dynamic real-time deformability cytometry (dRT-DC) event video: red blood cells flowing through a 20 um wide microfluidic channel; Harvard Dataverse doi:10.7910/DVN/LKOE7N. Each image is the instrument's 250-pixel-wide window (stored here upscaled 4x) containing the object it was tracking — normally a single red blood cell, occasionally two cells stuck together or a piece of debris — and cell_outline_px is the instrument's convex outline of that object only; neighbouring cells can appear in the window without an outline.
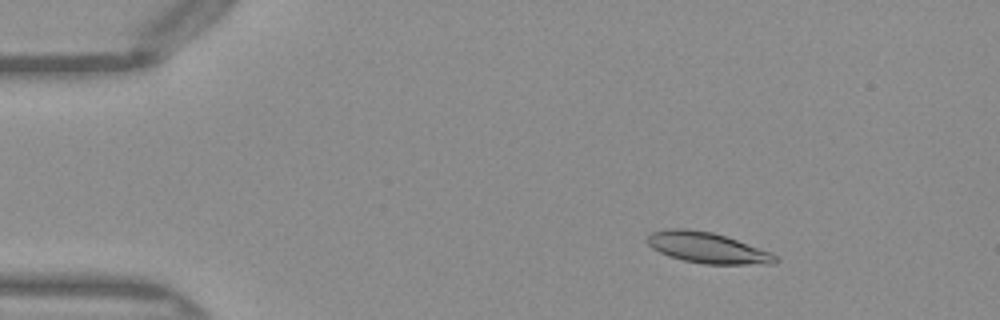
{"species": "Egyptian fruit bat (a non-hibernating species)", "species_latin": "Rousettus aegyptiacus", "temperature_condition": "warm", "stored_images_in_passage": 51, "camera_frame_rate_fps": 3000, "um_per_image_px": 0.085, "frame": {"image": 1, "passage_image": 8, "time_ms": 2.333, "image_size_px": [1000, 320], "cell_outline_px": [[780, 260], [772, 264], [704, 264], [684, 260], [668, 256], [652, 248], [648, 244], [648, 236], [652, 232], [668, 228], [688, 228], [712, 232], [772, 252]], "centroid_in_image_um": [60.13, 21.06], "position_along_channel_um": 24.9, "area_um2": 22.89}}
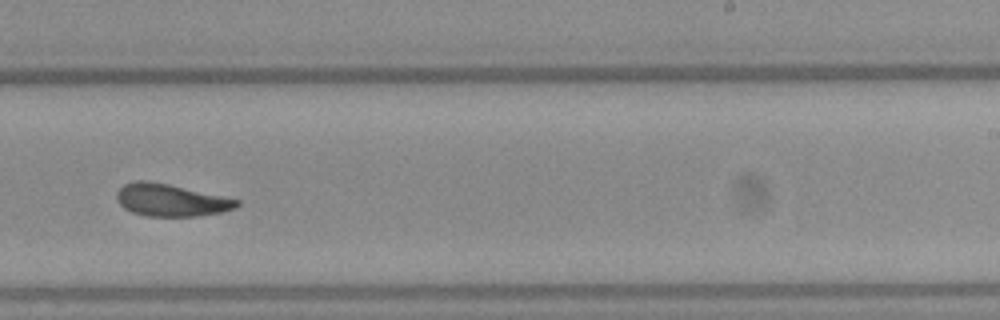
{"frame": {"image": 2, "passage_image": 32, "time_ms": 10.333, "image_size_px": [1000, 320], "cell_outline_px": [[240, 204], [232, 208], [220, 212], [196, 216], [144, 216], [132, 212], [124, 208], [116, 200], [116, 192], [124, 184], [136, 180], [144, 180], [168, 184], [240, 200]], "centroid_in_image_um": [14.46, 17.01], "position_along_channel_um": 274.5, "area_um2": 22.37}}
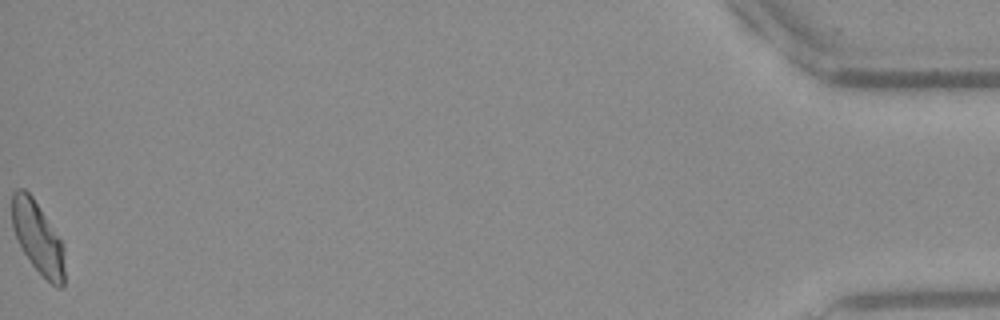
{"frame": {"image": 3, "passage_image": 51, "time_ms": 16.667, "image_size_px": [1000, 320], "cell_outline_px": [[64, 288], [56, 288], [32, 264], [24, 252], [12, 228], [12, 192], [16, 188], [24, 188], [32, 196], [60, 240], [64, 248]], "centroid_in_image_um": [3.21, 20.2], "position_along_channel_um": 432.0, "area_um2": 21.62}, "authors_computed_cell_mechanics": {"area_um2": 22.4842, "velocity_mm_per_s": 4.0414, "shape_relaxation_time_tau1_ms": 3.1143, "shape_relaxation_time_tau2_ms": 2.5548, "deformation_change_tau1": 0.155, "deformation_change_tau2": 0.1083}}